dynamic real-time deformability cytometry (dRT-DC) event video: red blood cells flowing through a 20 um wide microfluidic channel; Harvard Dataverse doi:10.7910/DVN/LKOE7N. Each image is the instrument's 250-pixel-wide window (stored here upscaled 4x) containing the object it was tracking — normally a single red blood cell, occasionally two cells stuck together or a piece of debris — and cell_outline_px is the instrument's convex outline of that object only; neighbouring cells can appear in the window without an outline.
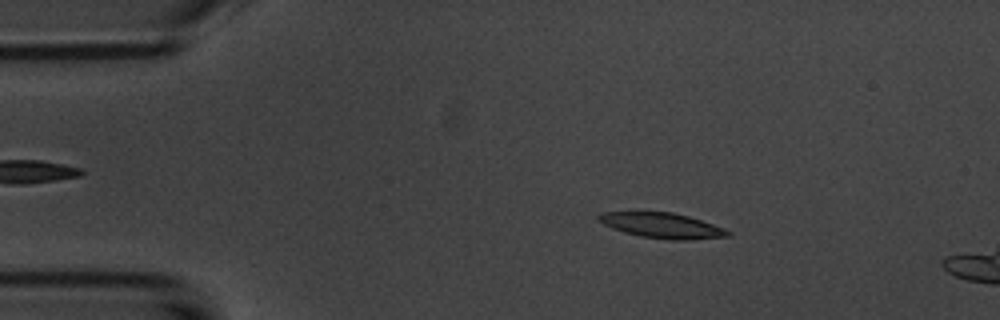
{"species": "common noctule bat (a hibernating species)", "species_latin": "Nyctalus noctula", "temperature_condition": "room temperature", "stored_images_in_passage": 44, "camera_frame_rate_fps": 3000, "um_per_image_px": 0.085, "animal": {"sex": "male", "body_mass_g": 20.1, "forearm_length_mm": 53.5}, "frame": {"image": 1, "passage_image": 1, "time_ms": 0.0, "image_size_px": [1000, 320], "cell_outline_px": [[732, 232], [728, 236], [688, 240], [668, 240], [640, 236], [624, 232], [612, 228], [596, 220], [596, 216], [600, 212], [672, 212], [688, 216], [724, 228]], "centroid_in_image_um": [56.24, 19.17], "position_along_channel_um": 28.8, "area_um2": 19.02}}
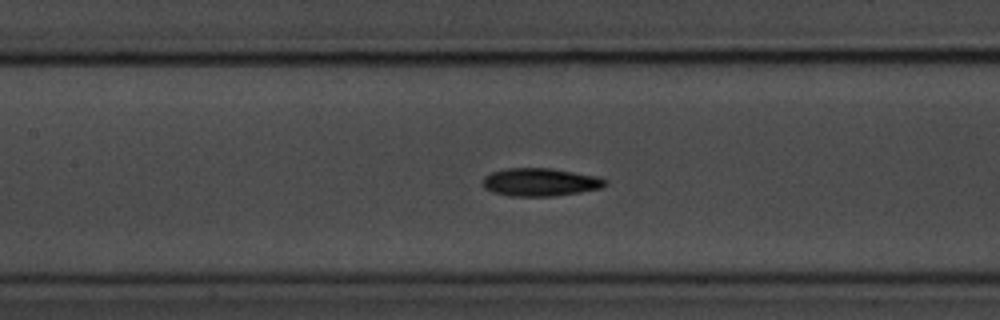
{"frame": {"image": 2, "passage_image": 16, "time_ms": 5.0, "image_size_px": [1000, 320], "cell_outline_px": [[608, 184], [600, 188], [580, 192], [552, 196], [508, 196], [492, 192], [484, 188], [480, 184], [480, 180], [484, 176], [492, 172], [508, 168], [552, 168], [596, 176], [608, 180]], "centroid_in_image_um": [45.87, 15.48], "position_along_channel_um": 161.5, "area_um2": 20.17}}
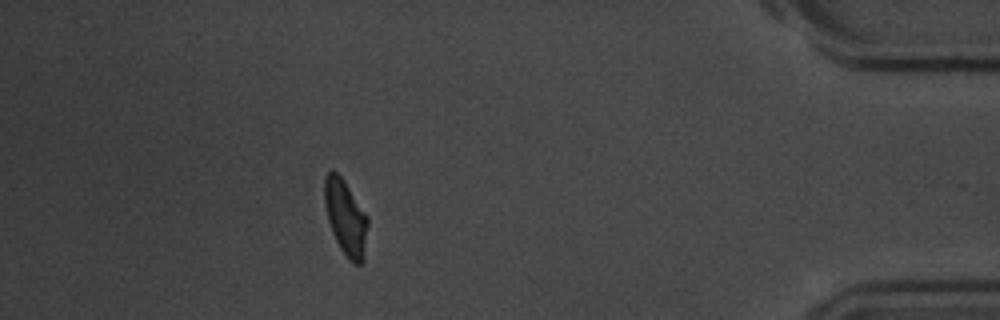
{"frame": {"image": 3, "passage_image": 40, "time_ms": 13.0, "image_size_px": [1000, 320], "cell_outline_px": [[368, 224], [364, 260], [360, 264], [356, 264], [340, 248], [332, 232], [328, 220], [324, 204], [324, 176], [332, 168], [340, 176], [368, 216]], "centroid_in_image_um": [29.37, 18.46], "position_along_channel_um": 405.8, "area_um2": 18.79}}